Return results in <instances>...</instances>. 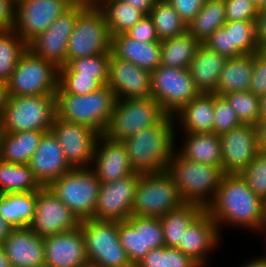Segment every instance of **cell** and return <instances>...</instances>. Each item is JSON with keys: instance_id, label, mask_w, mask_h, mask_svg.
Wrapping results in <instances>:
<instances>
[{"instance_id": "1", "label": "cell", "mask_w": 266, "mask_h": 267, "mask_svg": "<svg viewBox=\"0 0 266 267\" xmlns=\"http://www.w3.org/2000/svg\"><path fill=\"white\" fill-rule=\"evenodd\" d=\"M263 202L238 173L224 174L212 202L205 211L217 223L220 234L221 224L257 232Z\"/></svg>"}, {"instance_id": "2", "label": "cell", "mask_w": 266, "mask_h": 267, "mask_svg": "<svg viewBox=\"0 0 266 267\" xmlns=\"http://www.w3.org/2000/svg\"><path fill=\"white\" fill-rule=\"evenodd\" d=\"M173 115L125 139L131 169L139 174L168 170L175 150L176 131Z\"/></svg>"}, {"instance_id": "3", "label": "cell", "mask_w": 266, "mask_h": 267, "mask_svg": "<svg viewBox=\"0 0 266 267\" xmlns=\"http://www.w3.org/2000/svg\"><path fill=\"white\" fill-rule=\"evenodd\" d=\"M55 98L56 117L91 127L100 135L105 132L116 103L115 94L108 85L85 95L67 93L59 85Z\"/></svg>"}, {"instance_id": "4", "label": "cell", "mask_w": 266, "mask_h": 267, "mask_svg": "<svg viewBox=\"0 0 266 267\" xmlns=\"http://www.w3.org/2000/svg\"><path fill=\"white\" fill-rule=\"evenodd\" d=\"M168 171L184 203L197 204L204 209L212 202L223 175L221 167L198 163L173 151Z\"/></svg>"}, {"instance_id": "5", "label": "cell", "mask_w": 266, "mask_h": 267, "mask_svg": "<svg viewBox=\"0 0 266 267\" xmlns=\"http://www.w3.org/2000/svg\"><path fill=\"white\" fill-rule=\"evenodd\" d=\"M55 117V95L9 96L0 121V132H48Z\"/></svg>"}, {"instance_id": "6", "label": "cell", "mask_w": 266, "mask_h": 267, "mask_svg": "<svg viewBox=\"0 0 266 267\" xmlns=\"http://www.w3.org/2000/svg\"><path fill=\"white\" fill-rule=\"evenodd\" d=\"M183 203L168 170L140 174L133 198L132 215L160 218Z\"/></svg>"}, {"instance_id": "7", "label": "cell", "mask_w": 266, "mask_h": 267, "mask_svg": "<svg viewBox=\"0 0 266 267\" xmlns=\"http://www.w3.org/2000/svg\"><path fill=\"white\" fill-rule=\"evenodd\" d=\"M167 113L153 98L116 100L113 113L103 135L109 140L125 139L159 123Z\"/></svg>"}, {"instance_id": "8", "label": "cell", "mask_w": 266, "mask_h": 267, "mask_svg": "<svg viewBox=\"0 0 266 267\" xmlns=\"http://www.w3.org/2000/svg\"><path fill=\"white\" fill-rule=\"evenodd\" d=\"M80 227L88 263L96 267H133L120 243L118 222L84 219Z\"/></svg>"}, {"instance_id": "9", "label": "cell", "mask_w": 266, "mask_h": 267, "mask_svg": "<svg viewBox=\"0 0 266 267\" xmlns=\"http://www.w3.org/2000/svg\"><path fill=\"white\" fill-rule=\"evenodd\" d=\"M101 182L90 168H73L48 188L82 221L92 219Z\"/></svg>"}, {"instance_id": "10", "label": "cell", "mask_w": 266, "mask_h": 267, "mask_svg": "<svg viewBox=\"0 0 266 267\" xmlns=\"http://www.w3.org/2000/svg\"><path fill=\"white\" fill-rule=\"evenodd\" d=\"M58 86L59 68L29 49L21 56L6 83L9 96L55 95Z\"/></svg>"}, {"instance_id": "11", "label": "cell", "mask_w": 266, "mask_h": 267, "mask_svg": "<svg viewBox=\"0 0 266 267\" xmlns=\"http://www.w3.org/2000/svg\"><path fill=\"white\" fill-rule=\"evenodd\" d=\"M111 53V35L101 10L85 9L68 40L67 62L77 58Z\"/></svg>"}, {"instance_id": "12", "label": "cell", "mask_w": 266, "mask_h": 267, "mask_svg": "<svg viewBox=\"0 0 266 267\" xmlns=\"http://www.w3.org/2000/svg\"><path fill=\"white\" fill-rule=\"evenodd\" d=\"M199 94L189 69L160 65L151 72V97L167 114L174 115Z\"/></svg>"}, {"instance_id": "13", "label": "cell", "mask_w": 266, "mask_h": 267, "mask_svg": "<svg viewBox=\"0 0 266 267\" xmlns=\"http://www.w3.org/2000/svg\"><path fill=\"white\" fill-rule=\"evenodd\" d=\"M86 9L76 1L60 15L46 31L28 43V49L36 56L52 62L58 68L67 63L68 40L74 30L78 16Z\"/></svg>"}, {"instance_id": "14", "label": "cell", "mask_w": 266, "mask_h": 267, "mask_svg": "<svg viewBox=\"0 0 266 267\" xmlns=\"http://www.w3.org/2000/svg\"><path fill=\"white\" fill-rule=\"evenodd\" d=\"M75 0H20L14 30L28 44L43 33Z\"/></svg>"}, {"instance_id": "15", "label": "cell", "mask_w": 266, "mask_h": 267, "mask_svg": "<svg viewBox=\"0 0 266 267\" xmlns=\"http://www.w3.org/2000/svg\"><path fill=\"white\" fill-rule=\"evenodd\" d=\"M139 177V173L133 172L112 182H101L97 206L92 219L127 221L132 215L133 198Z\"/></svg>"}, {"instance_id": "16", "label": "cell", "mask_w": 266, "mask_h": 267, "mask_svg": "<svg viewBox=\"0 0 266 267\" xmlns=\"http://www.w3.org/2000/svg\"><path fill=\"white\" fill-rule=\"evenodd\" d=\"M51 131L57 137L72 168H90L99 133L91 127L70 123L58 117H55Z\"/></svg>"}, {"instance_id": "17", "label": "cell", "mask_w": 266, "mask_h": 267, "mask_svg": "<svg viewBox=\"0 0 266 267\" xmlns=\"http://www.w3.org/2000/svg\"><path fill=\"white\" fill-rule=\"evenodd\" d=\"M80 220L48 187L37 191L34 218L29 228L41 237L76 229Z\"/></svg>"}, {"instance_id": "18", "label": "cell", "mask_w": 266, "mask_h": 267, "mask_svg": "<svg viewBox=\"0 0 266 267\" xmlns=\"http://www.w3.org/2000/svg\"><path fill=\"white\" fill-rule=\"evenodd\" d=\"M222 170L225 174L240 173L260 152L256 125L242 124L220 135Z\"/></svg>"}, {"instance_id": "19", "label": "cell", "mask_w": 266, "mask_h": 267, "mask_svg": "<svg viewBox=\"0 0 266 267\" xmlns=\"http://www.w3.org/2000/svg\"><path fill=\"white\" fill-rule=\"evenodd\" d=\"M107 85L116 100L148 98L151 97V72L111 53Z\"/></svg>"}, {"instance_id": "20", "label": "cell", "mask_w": 266, "mask_h": 267, "mask_svg": "<svg viewBox=\"0 0 266 267\" xmlns=\"http://www.w3.org/2000/svg\"><path fill=\"white\" fill-rule=\"evenodd\" d=\"M44 250L46 267H84L89 264L80 226L44 237Z\"/></svg>"}, {"instance_id": "21", "label": "cell", "mask_w": 266, "mask_h": 267, "mask_svg": "<svg viewBox=\"0 0 266 267\" xmlns=\"http://www.w3.org/2000/svg\"><path fill=\"white\" fill-rule=\"evenodd\" d=\"M28 165L42 187H48L54 180L73 169L52 131L43 134Z\"/></svg>"}, {"instance_id": "22", "label": "cell", "mask_w": 266, "mask_h": 267, "mask_svg": "<svg viewBox=\"0 0 266 267\" xmlns=\"http://www.w3.org/2000/svg\"><path fill=\"white\" fill-rule=\"evenodd\" d=\"M90 169L100 182L104 183L121 179L134 172L123 142L109 140L104 135H100L96 141Z\"/></svg>"}, {"instance_id": "23", "label": "cell", "mask_w": 266, "mask_h": 267, "mask_svg": "<svg viewBox=\"0 0 266 267\" xmlns=\"http://www.w3.org/2000/svg\"><path fill=\"white\" fill-rule=\"evenodd\" d=\"M219 229L217 223L204 210L190 225L185 229L182 241L176 247L183 254L192 257L202 267L207 266V255L215 251L220 242ZM205 265V266H204Z\"/></svg>"}, {"instance_id": "24", "label": "cell", "mask_w": 266, "mask_h": 267, "mask_svg": "<svg viewBox=\"0 0 266 267\" xmlns=\"http://www.w3.org/2000/svg\"><path fill=\"white\" fill-rule=\"evenodd\" d=\"M11 267H44V238L29 227L13 228L2 243Z\"/></svg>"}, {"instance_id": "25", "label": "cell", "mask_w": 266, "mask_h": 267, "mask_svg": "<svg viewBox=\"0 0 266 267\" xmlns=\"http://www.w3.org/2000/svg\"><path fill=\"white\" fill-rule=\"evenodd\" d=\"M111 53L149 72L161 65L160 42H140L126 33L111 37Z\"/></svg>"}, {"instance_id": "26", "label": "cell", "mask_w": 266, "mask_h": 267, "mask_svg": "<svg viewBox=\"0 0 266 267\" xmlns=\"http://www.w3.org/2000/svg\"><path fill=\"white\" fill-rule=\"evenodd\" d=\"M173 118L183 126L184 133H213L214 93H200L183 105Z\"/></svg>"}, {"instance_id": "27", "label": "cell", "mask_w": 266, "mask_h": 267, "mask_svg": "<svg viewBox=\"0 0 266 267\" xmlns=\"http://www.w3.org/2000/svg\"><path fill=\"white\" fill-rule=\"evenodd\" d=\"M228 58L209 49L203 43L190 62L189 71L200 93H213Z\"/></svg>"}, {"instance_id": "28", "label": "cell", "mask_w": 266, "mask_h": 267, "mask_svg": "<svg viewBox=\"0 0 266 267\" xmlns=\"http://www.w3.org/2000/svg\"><path fill=\"white\" fill-rule=\"evenodd\" d=\"M182 148L176 149L184 158L222 168L220 136L215 133H184Z\"/></svg>"}, {"instance_id": "29", "label": "cell", "mask_w": 266, "mask_h": 267, "mask_svg": "<svg viewBox=\"0 0 266 267\" xmlns=\"http://www.w3.org/2000/svg\"><path fill=\"white\" fill-rule=\"evenodd\" d=\"M37 191L0 193V214L12 228L29 227L33 221Z\"/></svg>"}, {"instance_id": "30", "label": "cell", "mask_w": 266, "mask_h": 267, "mask_svg": "<svg viewBox=\"0 0 266 267\" xmlns=\"http://www.w3.org/2000/svg\"><path fill=\"white\" fill-rule=\"evenodd\" d=\"M253 62L254 53L229 58L220 73L218 85L213 93L223 96L231 92L249 91Z\"/></svg>"}, {"instance_id": "31", "label": "cell", "mask_w": 266, "mask_h": 267, "mask_svg": "<svg viewBox=\"0 0 266 267\" xmlns=\"http://www.w3.org/2000/svg\"><path fill=\"white\" fill-rule=\"evenodd\" d=\"M45 132H0V159L14 164H28Z\"/></svg>"}, {"instance_id": "32", "label": "cell", "mask_w": 266, "mask_h": 267, "mask_svg": "<svg viewBox=\"0 0 266 267\" xmlns=\"http://www.w3.org/2000/svg\"><path fill=\"white\" fill-rule=\"evenodd\" d=\"M205 209L197 204L183 203L176 209L170 210L160 217L162 224L164 241L166 247L176 248L185 229L204 211Z\"/></svg>"}, {"instance_id": "33", "label": "cell", "mask_w": 266, "mask_h": 267, "mask_svg": "<svg viewBox=\"0 0 266 267\" xmlns=\"http://www.w3.org/2000/svg\"><path fill=\"white\" fill-rule=\"evenodd\" d=\"M161 44V65L171 68L189 69L200 42L188 31L172 38L164 39Z\"/></svg>"}, {"instance_id": "34", "label": "cell", "mask_w": 266, "mask_h": 267, "mask_svg": "<svg viewBox=\"0 0 266 267\" xmlns=\"http://www.w3.org/2000/svg\"><path fill=\"white\" fill-rule=\"evenodd\" d=\"M226 23L224 0H206L203 8L187 27V31L204 43L218 28Z\"/></svg>"}, {"instance_id": "35", "label": "cell", "mask_w": 266, "mask_h": 267, "mask_svg": "<svg viewBox=\"0 0 266 267\" xmlns=\"http://www.w3.org/2000/svg\"><path fill=\"white\" fill-rule=\"evenodd\" d=\"M41 188L28 164H14L0 159V193L33 192Z\"/></svg>"}, {"instance_id": "36", "label": "cell", "mask_w": 266, "mask_h": 267, "mask_svg": "<svg viewBox=\"0 0 266 267\" xmlns=\"http://www.w3.org/2000/svg\"><path fill=\"white\" fill-rule=\"evenodd\" d=\"M27 49L28 44L14 29L0 30V82L7 83Z\"/></svg>"}, {"instance_id": "37", "label": "cell", "mask_w": 266, "mask_h": 267, "mask_svg": "<svg viewBox=\"0 0 266 267\" xmlns=\"http://www.w3.org/2000/svg\"><path fill=\"white\" fill-rule=\"evenodd\" d=\"M148 16L152 19L159 41L187 31V26L167 0H157Z\"/></svg>"}, {"instance_id": "38", "label": "cell", "mask_w": 266, "mask_h": 267, "mask_svg": "<svg viewBox=\"0 0 266 267\" xmlns=\"http://www.w3.org/2000/svg\"><path fill=\"white\" fill-rule=\"evenodd\" d=\"M120 243L135 267L144 257L143 217L131 215L127 221L118 222Z\"/></svg>"}, {"instance_id": "39", "label": "cell", "mask_w": 266, "mask_h": 267, "mask_svg": "<svg viewBox=\"0 0 266 267\" xmlns=\"http://www.w3.org/2000/svg\"><path fill=\"white\" fill-rule=\"evenodd\" d=\"M101 11L105 16L111 37L128 32L145 16L123 0L110 2Z\"/></svg>"}, {"instance_id": "40", "label": "cell", "mask_w": 266, "mask_h": 267, "mask_svg": "<svg viewBox=\"0 0 266 267\" xmlns=\"http://www.w3.org/2000/svg\"><path fill=\"white\" fill-rule=\"evenodd\" d=\"M223 27L230 31L231 58L258 53L255 21H226Z\"/></svg>"}, {"instance_id": "41", "label": "cell", "mask_w": 266, "mask_h": 267, "mask_svg": "<svg viewBox=\"0 0 266 267\" xmlns=\"http://www.w3.org/2000/svg\"><path fill=\"white\" fill-rule=\"evenodd\" d=\"M110 58L111 53L77 58L60 67L59 72H76L79 76L95 78L102 86L107 85Z\"/></svg>"}, {"instance_id": "42", "label": "cell", "mask_w": 266, "mask_h": 267, "mask_svg": "<svg viewBox=\"0 0 266 267\" xmlns=\"http://www.w3.org/2000/svg\"><path fill=\"white\" fill-rule=\"evenodd\" d=\"M223 97L232 106L238 118L243 124L258 123L259 97L250 91L231 92Z\"/></svg>"}, {"instance_id": "43", "label": "cell", "mask_w": 266, "mask_h": 267, "mask_svg": "<svg viewBox=\"0 0 266 267\" xmlns=\"http://www.w3.org/2000/svg\"><path fill=\"white\" fill-rule=\"evenodd\" d=\"M239 175L257 196L266 200V153L259 152Z\"/></svg>"}, {"instance_id": "44", "label": "cell", "mask_w": 266, "mask_h": 267, "mask_svg": "<svg viewBox=\"0 0 266 267\" xmlns=\"http://www.w3.org/2000/svg\"><path fill=\"white\" fill-rule=\"evenodd\" d=\"M242 124L228 101L223 96L214 94L213 133L220 136Z\"/></svg>"}, {"instance_id": "45", "label": "cell", "mask_w": 266, "mask_h": 267, "mask_svg": "<svg viewBox=\"0 0 266 267\" xmlns=\"http://www.w3.org/2000/svg\"><path fill=\"white\" fill-rule=\"evenodd\" d=\"M59 85L75 95L89 94L102 87L95 78L79 76L76 72H59Z\"/></svg>"}, {"instance_id": "46", "label": "cell", "mask_w": 266, "mask_h": 267, "mask_svg": "<svg viewBox=\"0 0 266 267\" xmlns=\"http://www.w3.org/2000/svg\"><path fill=\"white\" fill-rule=\"evenodd\" d=\"M226 21H256L258 6L251 0H224Z\"/></svg>"}, {"instance_id": "47", "label": "cell", "mask_w": 266, "mask_h": 267, "mask_svg": "<svg viewBox=\"0 0 266 267\" xmlns=\"http://www.w3.org/2000/svg\"><path fill=\"white\" fill-rule=\"evenodd\" d=\"M144 256L154 248L165 246L162 224L158 217H143Z\"/></svg>"}, {"instance_id": "48", "label": "cell", "mask_w": 266, "mask_h": 267, "mask_svg": "<svg viewBox=\"0 0 266 267\" xmlns=\"http://www.w3.org/2000/svg\"><path fill=\"white\" fill-rule=\"evenodd\" d=\"M249 91L260 97L266 94V59L254 53L252 78Z\"/></svg>"}, {"instance_id": "49", "label": "cell", "mask_w": 266, "mask_h": 267, "mask_svg": "<svg viewBox=\"0 0 266 267\" xmlns=\"http://www.w3.org/2000/svg\"><path fill=\"white\" fill-rule=\"evenodd\" d=\"M188 27L203 8L206 0H167Z\"/></svg>"}, {"instance_id": "50", "label": "cell", "mask_w": 266, "mask_h": 267, "mask_svg": "<svg viewBox=\"0 0 266 267\" xmlns=\"http://www.w3.org/2000/svg\"><path fill=\"white\" fill-rule=\"evenodd\" d=\"M203 44L218 54L231 58L230 31L224 27L218 28Z\"/></svg>"}, {"instance_id": "51", "label": "cell", "mask_w": 266, "mask_h": 267, "mask_svg": "<svg viewBox=\"0 0 266 267\" xmlns=\"http://www.w3.org/2000/svg\"><path fill=\"white\" fill-rule=\"evenodd\" d=\"M126 34L140 42H161L158 39L152 19L148 15H145L134 27L126 32Z\"/></svg>"}, {"instance_id": "52", "label": "cell", "mask_w": 266, "mask_h": 267, "mask_svg": "<svg viewBox=\"0 0 266 267\" xmlns=\"http://www.w3.org/2000/svg\"><path fill=\"white\" fill-rule=\"evenodd\" d=\"M164 267H202L179 249L164 246Z\"/></svg>"}, {"instance_id": "53", "label": "cell", "mask_w": 266, "mask_h": 267, "mask_svg": "<svg viewBox=\"0 0 266 267\" xmlns=\"http://www.w3.org/2000/svg\"><path fill=\"white\" fill-rule=\"evenodd\" d=\"M17 3L14 0H0V30L16 26Z\"/></svg>"}, {"instance_id": "54", "label": "cell", "mask_w": 266, "mask_h": 267, "mask_svg": "<svg viewBox=\"0 0 266 267\" xmlns=\"http://www.w3.org/2000/svg\"><path fill=\"white\" fill-rule=\"evenodd\" d=\"M135 267H164V246L151 249Z\"/></svg>"}, {"instance_id": "55", "label": "cell", "mask_w": 266, "mask_h": 267, "mask_svg": "<svg viewBox=\"0 0 266 267\" xmlns=\"http://www.w3.org/2000/svg\"><path fill=\"white\" fill-rule=\"evenodd\" d=\"M256 37L259 46L266 42V12H259L256 17Z\"/></svg>"}, {"instance_id": "56", "label": "cell", "mask_w": 266, "mask_h": 267, "mask_svg": "<svg viewBox=\"0 0 266 267\" xmlns=\"http://www.w3.org/2000/svg\"><path fill=\"white\" fill-rule=\"evenodd\" d=\"M123 1L128 3L129 6L134 7L139 11H141L144 15H148L157 0H123Z\"/></svg>"}, {"instance_id": "57", "label": "cell", "mask_w": 266, "mask_h": 267, "mask_svg": "<svg viewBox=\"0 0 266 267\" xmlns=\"http://www.w3.org/2000/svg\"><path fill=\"white\" fill-rule=\"evenodd\" d=\"M257 143L259 151L266 153V120L256 124Z\"/></svg>"}, {"instance_id": "58", "label": "cell", "mask_w": 266, "mask_h": 267, "mask_svg": "<svg viewBox=\"0 0 266 267\" xmlns=\"http://www.w3.org/2000/svg\"><path fill=\"white\" fill-rule=\"evenodd\" d=\"M116 0H80V2L86 7V9L91 10H101L110 2Z\"/></svg>"}, {"instance_id": "59", "label": "cell", "mask_w": 266, "mask_h": 267, "mask_svg": "<svg viewBox=\"0 0 266 267\" xmlns=\"http://www.w3.org/2000/svg\"><path fill=\"white\" fill-rule=\"evenodd\" d=\"M9 99V92L6 83L0 82V121L7 106Z\"/></svg>"}, {"instance_id": "60", "label": "cell", "mask_w": 266, "mask_h": 267, "mask_svg": "<svg viewBox=\"0 0 266 267\" xmlns=\"http://www.w3.org/2000/svg\"><path fill=\"white\" fill-rule=\"evenodd\" d=\"M12 229V226H10L0 214V245H2Z\"/></svg>"}, {"instance_id": "61", "label": "cell", "mask_w": 266, "mask_h": 267, "mask_svg": "<svg viewBox=\"0 0 266 267\" xmlns=\"http://www.w3.org/2000/svg\"><path fill=\"white\" fill-rule=\"evenodd\" d=\"M240 267H266V255H262L255 259L253 258L250 262H247Z\"/></svg>"}, {"instance_id": "62", "label": "cell", "mask_w": 266, "mask_h": 267, "mask_svg": "<svg viewBox=\"0 0 266 267\" xmlns=\"http://www.w3.org/2000/svg\"><path fill=\"white\" fill-rule=\"evenodd\" d=\"M266 120V94L259 97V116L258 121Z\"/></svg>"}, {"instance_id": "63", "label": "cell", "mask_w": 266, "mask_h": 267, "mask_svg": "<svg viewBox=\"0 0 266 267\" xmlns=\"http://www.w3.org/2000/svg\"><path fill=\"white\" fill-rule=\"evenodd\" d=\"M257 232H261L266 234V200L263 202V207H262V214H261V221L258 227Z\"/></svg>"}, {"instance_id": "64", "label": "cell", "mask_w": 266, "mask_h": 267, "mask_svg": "<svg viewBox=\"0 0 266 267\" xmlns=\"http://www.w3.org/2000/svg\"><path fill=\"white\" fill-rule=\"evenodd\" d=\"M0 267H11L2 245H0Z\"/></svg>"}, {"instance_id": "65", "label": "cell", "mask_w": 266, "mask_h": 267, "mask_svg": "<svg viewBox=\"0 0 266 267\" xmlns=\"http://www.w3.org/2000/svg\"><path fill=\"white\" fill-rule=\"evenodd\" d=\"M258 53L260 55H262L265 59H266V42H263L260 46H259V51Z\"/></svg>"}, {"instance_id": "66", "label": "cell", "mask_w": 266, "mask_h": 267, "mask_svg": "<svg viewBox=\"0 0 266 267\" xmlns=\"http://www.w3.org/2000/svg\"><path fill=\"white\" fill-rule=\"evenodd\" d=\"M259 12H266V0H261L260 5L258 6Z\"/></svg>"}, {"instance_id": "67", "label": "cell", "mask_w": 266, "mask_h": 267, "mask_svg": "<svg viewBox=\"0 0 266 267\" xmlns=\"http://www.w3.org/2000/svg\"><path fill=\"white\" fill-rule=\"evenodd\" d=\"M256 6H259L261 3V0H251Z\"/></svg>"}, {"instance_id": "68", "label": "cell", "mask_w": 266, "mask_h": 267, "mask_svg": "<svg viewBox=\"0 0 266 267\" xmlns=\"http://www.w3.org/2000/svg\"><path fill=\"white\" fill-rule=\"evenodd\" d=\"M84 267H96V266H93V265L88 264V265H86Z\"/></svg>"}]
</instances>
